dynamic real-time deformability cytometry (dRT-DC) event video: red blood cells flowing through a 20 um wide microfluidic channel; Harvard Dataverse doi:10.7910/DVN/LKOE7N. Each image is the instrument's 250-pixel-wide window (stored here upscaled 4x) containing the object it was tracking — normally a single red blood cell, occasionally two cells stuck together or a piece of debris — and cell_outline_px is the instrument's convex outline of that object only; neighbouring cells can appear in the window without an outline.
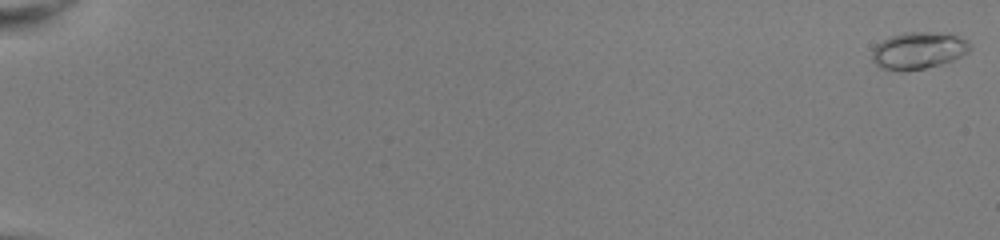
{"species": "common noctule bat (a hibernating species)", "species_latin": "Nyctalus noctula", "temperature_condition": "room temperature", "stored_images_in_passage": 53, "camera_frame_rate_fps": 3000, "um_per_image_px": 0.085, "animal": {"sex": "female", "body_mass_g": 22.0, "forearm_length_mm": 56.7}, "frame": {"image": 1, "passage_image": 1, "time_ms": 0.0, "image_size_px": [1000, 240], "cell_outline_px": [[972, 48], [968, 52], [952, 60], [940, 64], [924, 68], [880, 68], [872, 60], [872, 48], [876, 44], [892, 36], [904, 32], [928, 32], [956, 36], [968, 40]], "centroid_in_image_um": [78.07, 4.26], "position_along_channel_um": 6.9, "area_um2": 20.35}}
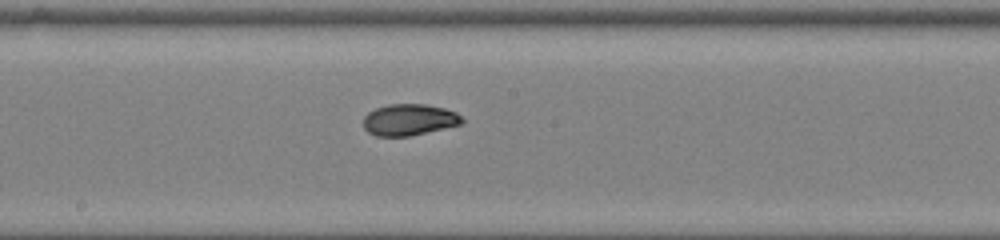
{"frame": {"image": 2, "passage_image": 32, "time_ms": 10.333, "image_size_px": [1000, 240], "cell_outline_px": [[464, 120], [460, 124], [412, 136], [376, 136], [368, 132], [364, 128], [364, 116], [368, 112], [376, 108], [388, 104], [424, 104], [444, 108], [456, 112]], "centroid_in_image_um": [34.76, 10.18], "position_along_channel_um": 213.4, "area_um2": 18.03}}
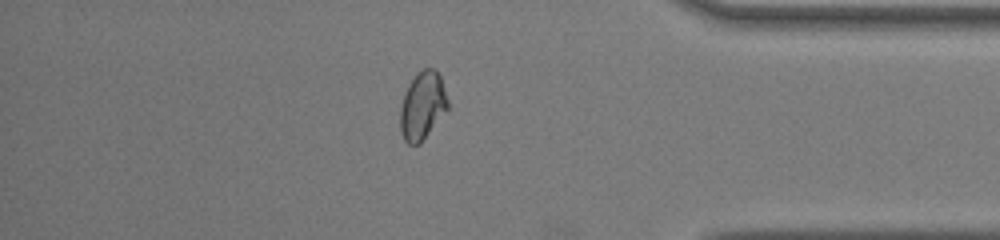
{"frame": {"image": 3, "passage_image": 47, "time_ms": 15.333, "image_size_px": [1000, 240], "cell_outline_px": [[448, 108], [420, 144], [408, 144], [404, 140], [400, 128], [400, 108], [408, 84], [416, 72], [424, 68], [432, 68], [440, 76], [448, 100]], "centroid_in_image_um": [35.9, 8.98], "position_along_channel_um": 399.3, "area_um2": 18.67}, "authors_computed_cell_mechanics": {"area_um2": 18.496, "velocity_mm_per_s": 4.0411, "shape_relaxation_time_tau1_ms": 6.6536, "shape_relaxation_time_tau2_ms": null, "deformation_change_tau1": 0.1936, "deformation_change_tau2": null}}